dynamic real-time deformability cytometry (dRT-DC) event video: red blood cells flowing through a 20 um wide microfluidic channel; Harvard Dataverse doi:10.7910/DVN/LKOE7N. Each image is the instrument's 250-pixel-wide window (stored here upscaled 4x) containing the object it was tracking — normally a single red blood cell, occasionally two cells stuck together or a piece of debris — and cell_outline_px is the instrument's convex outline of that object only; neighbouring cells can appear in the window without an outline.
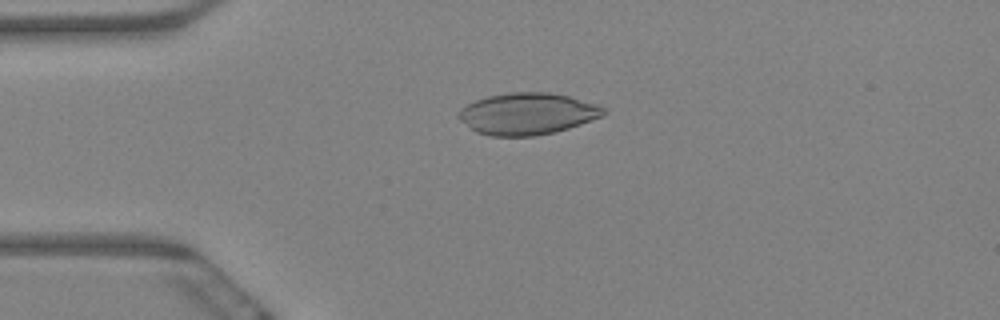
{"species": "Egyptian fruit bat (a non-hibernating species)", "species_latin": "Rousettus aegyptiacus", "temperature_condition": "warm", "stored_images_in_passage": 62, "camera_frame_rate_fps": 3000, "um_per_image_px": 0.085, "animal": {"sex": "female"}, "frame": {"image": 1, "passage_image": 15, "time_ms": 4.667, "image_size_px": [1000, 320], "cell_outline_px": [[608, 112], [604, 116], [568, 128], [536, 136], [492, 136], [476, 132], [460, 120], [456, 116], [460, 108], [476, 100], [488, 96], [508, 92], [552, 92], [568, 96], [596, 104], [604, 108]], "centroid_in_image_um": [44.82, 9.66], "position_along_channel_um": 40.2, "area_um2": 35.26}}
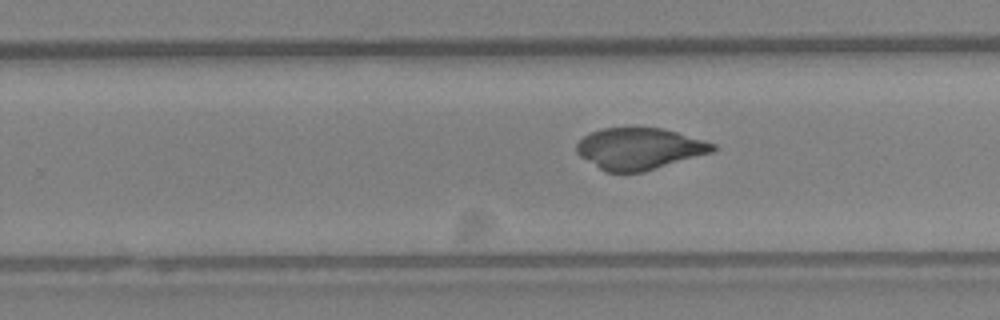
{"frame": {"image": 2, "passage_image": 39, "time_ms": 12.667, "image_size_px": [1000, 320], "cell_outline_px": [[716, 148], [712, 152], [644, 172], [604, 172], [580, 156], [576, 152], [576, 144], [584, 136], [592, 132], [604, 128], [664, 128], [704, 140], [716, 144]], "centroid_in_image_um": [54.34, 12.64], "position_along_channel_um": 275.5, "area_um2": 32.89}}
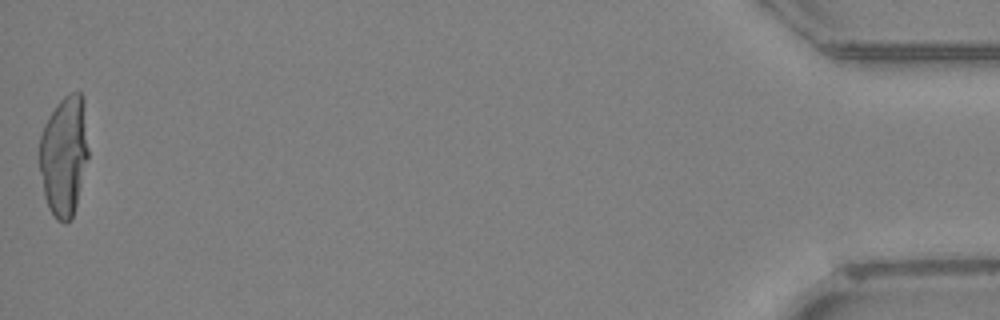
{"frame": {"image": 3, "passage_image": 62, "time_ms": 20.333, "image_size_px": [1000, 320], "cell_outline_px": [[88, 156], [76, 204], [72, 216], [64, 224], [56, 220], [48, 208], [44, 196], [36, 156], [40, 136], [44, 124], [48, 116], [56, 104], [64, 96], [72, 92], [80, 92], [84, 96], [88, 148]], "centroid_in_image_um": [5.4, 13.2], "position_along_channel_um": 429.8, "area_um2": 35.03}}